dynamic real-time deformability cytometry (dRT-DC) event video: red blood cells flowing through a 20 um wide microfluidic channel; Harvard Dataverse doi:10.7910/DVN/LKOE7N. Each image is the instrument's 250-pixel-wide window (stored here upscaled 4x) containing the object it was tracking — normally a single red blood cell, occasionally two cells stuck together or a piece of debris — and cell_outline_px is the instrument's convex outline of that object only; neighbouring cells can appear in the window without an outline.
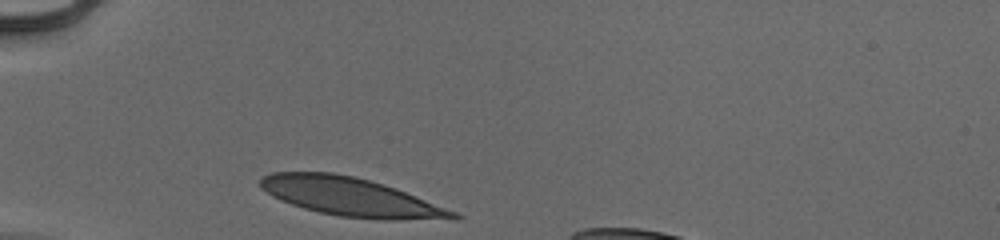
{"species": "human", "species_latin": "Homo sapiens", "temperature_condition": "cold", "stored_images_in_passage": 29, "camera_frame_rate_fps": 3000, "um_per_image_px": 0.085, "donor": {"sex": "male"}, "frame": {"image": 1, "passage_image": 1, "time_ms": 0.0, "image_size_px": [1000, 240], "cell_outline_px": [[464, 216], [460, 220], [380, 220], [340, 216], [320, 212], [304, 208], [280, 200], [272, 196], [260, 188], [260, 180], [264, 176], [272, 172], [332, 172], [352, 176], [384, 184], [396, 188], [456, 212]], "centroid_in_image_um": [29.87, 16.76], "position_along_channel_um": 55.1, "area_um2": 43.41}}
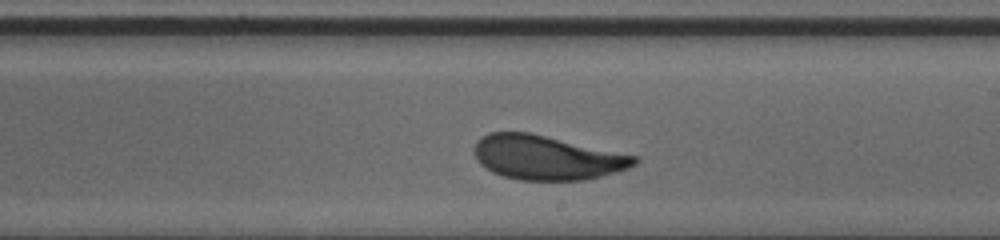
{"frame": {"image": 2, "passage_image": 17, "time_ms": 5.333, "image_size_px": [1000, 240], "cell_outline_px": [[640, 160], [636, 164], [628, 168], [604, 176], [584, 180], [516, 180], [492, 172], [480, 164], [476, 160], [476, 144], [480, 136], [488, 132], [528, 132], [640, 156]], "centroid_in_image_um": [46.52, 13.4], "position_along_channel_um": 242.5, "area_um2": 41.56}}
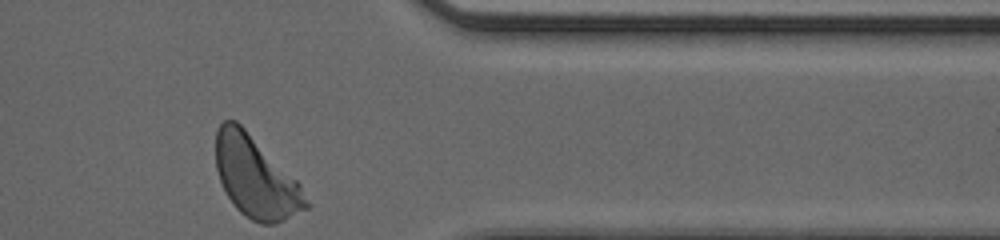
{"frame": {"image": 3, "passage_image": 29, "time_ms": 9.333, "image_size_px": [1000, 240], "cell_outline_px": [[312, 204], [308, 208], [276, 224], [260, 224], [244, 216], [236, 208], [228, 196], [220, 180], [216, 168], [216, 132], [220, 124], [224, 120], [236, 120], [300, 184]], "centroid_in_image_um": [21.75, 15.1], "position_along_channel_um": 389.7, "area_um2": 42.31}, "authors_computed_cell_mechanics": {"area_um2": 42.1362, "velocity_mm_per_s": 3.8915, "shape_relaxation_time_tau1_ms": 2.6335, "shape_relaxation_time_tau2_ms": null, "deformation_change_tau1": 0.1362, "deformation_change_tau2": null}}